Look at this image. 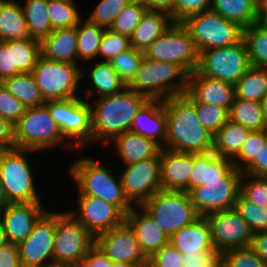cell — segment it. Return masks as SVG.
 I'll return each mask as SVG.
<instances>
[{"label":"cell","mask_w":267,"mask_h":267,"mask_svg":"<svg viewBox=\"0 0 267 267\" xmlns=\"http://www.w3.org/2000/svg\"><path fill=\"white\" fill-rule=\"evenodd\" d=\"M1 83L12 96L20 100L27 108L41 106L46 102L32 72L17 74L4 79Z\"/></svg>","instance_id":"cell-33"},{"label":"cell","mask_w":267,"mask_h":267,"mask_svg":"<svg viewBox=\"0 0 267 267\" xmlns=\"http://www.w3.org/2000/svg\"><path fill=\"white\" fill-rule=\"evenodd\" d=\"M54 234L55 213L47 211L18 244L22 267H45L53 261Z\"/></svg>","instance_id":"cell-17"},{"label":"cell","mask_w":267,"mask_h":267,"mask_svg":"<svg viewBox=\"0 0 267 267\" xmlns=\"http://www.w3.org/2000/svg\"><path fill=\"white\" fill-rule=\"evenodd\" d=\"M243 174L267 177V139L254 159L241 171Z\"/></svg>","instance_id":"cell-55"},{"label":"cell","mask_w":267,"mask_h":267,"mask_svg":"<svg viewBox=\"0 0 267 267\" xmlns=\"http://www.w3.org/2000/svg\"><path fill=\"white\" fill-rule=\"evenodd\" d=\"M70 175L78 184V195L99 197L116 205L125 215L134 207L125 196L121 179L93 158H81L73 162Z\"/></svg>","instance_id":"cell-4"},{"label":"cell","mask_w":267,"mask_h":267,"mask_svg":"<svg viewBox=\"0 0 267 267\" xmlns=\"http://www.w3.org/2000/svg\"><path fill=\"white\" fill-rule=\"evenodd\" d=\"M250 130L230 119L213 137V149L220 157L234 159L243 147Z\"/></svg>","instance_id":"cell-32"},{"label":"cell","mask_w":267,"mask_h":267,"mask_svg":"<svg viewBox=\"0 0 267 267\" xmlns=\"http://www.w3.org/2000/svg\"><path fill=\"white\" fill-rule=\"evenodd\" d=\"M65 139L45 104L27 108L26 113L14 125L16 148L36 152L51 148Z\"/></svg>","instance_id":"cell-7"},{"label":"cell","mask_w":267,"mask_h":267,"mask_svg":"<svg viewBox=\"0 0 267 267\" xmlns=\"http://www.w3.org/2000/svg\"><path fill=\"white\" fill-rule=\"evenodd\" d=\"M45 267H83L81 263L51 261Z\"/></svg>","instance_id":"cell-61"},{"label":"cell","mask_w":267,"mask_h":267,"mask_svg":"<svg viewBox=\"0 0 267 267\" xmlns=\"http://www.w3.org/2000/svg\"><path fill=\"white\" fill-rule=\"evenodd\" d=\"M189 74L179 65L145 58L127 86L149 100H166L187 92Z\"/></svg>","instance_id":"cell-3"},{"label":"cell","mask_w":267,"mask_h":267,"mask_svg":"<svg viewBox=\"0 0 267 267\" xmlns=\"http://www.w3.org/2000/svg\"><path fill=\"white\" fill-rule=\"evenodd\" d=\"M112 260L95 244L90 248L82 260L83 267H112Z\"/></svg>","instance_id":"cell-58"},{"label":"cell","mask_w":267,"mask_h":267,"mask_svg":"<svg viewBox=\"0 0 267 267\" xmlns=\"http://www.w3.org/2000/svg\"><path fill=\"white\" fill-rule=\"evenodd\" d=\"M182 23L192 36L198 52L228 47L242 39V27L211 9L190 16Z\"/></svg>","instance_id":"cell-8"},{"label":"cell","mask_w":267,"mask_h":267,"mask_svg":"<svg viewBox=\"0 0 267 267\" xmlns=\"http://www.w3.org/2000/svg\"><path fill=\"white\" fill-rule=\"evenodd\" d=\"M95 237L68 211L55 212L53 261L82 263Z\"/></svg>","instance_id":"cell-13"},{"label":"cell","mask_w":267,"mask_h":267,"mask_svg":"<svg viewBox=\"0 0 267 267\" xmlns=\"http://www.w3.org/2000/svg\"><path fill=\"white\" fill-rule=\"evenodd\" d=\"M47 6L48 0H26L22 5L29 36L39 41L53 31Z\"/></svg>","instance_id":"cell-36"},{"label":"cell","mask_w":267,"mask_h":267,"mask_svg":"<svg viewBox=\"0 0 267 267\" xmlns=\"http://www.w3.org/2000/svg\"><path fill=\"white\" fill-rule=\"evenodd\" d=\"M184 267H220L216 251H202L195 255H183Z\"/></svg>","instance_id":"cell-54"},{"label":"cell","mask_w":267,"mask_h":267,"mask_svg":"<svg viewBox=\"0 0 267 267\" xmlns=\"http://www.w3.org/2000/svg\"><path fill=\"white\" fill-rule=\"evenodd\" d=\"M112 267H139L137 264L126 263V262H112Z\"/></svg>","instance_id":"cell-67"},{"label":"cell","mask_w":267,"mask_h":267,"mask_svg":"<svg viewBox=\"0 0 267 267\" xmlns=\"http://www.w3.org/2000/svg\"><path fill=\"white\" fill-rule=\"evenodd\" d=\"M79 22L77 28V59L89 61L98 56L99 46L105 28L92 24L87 20Z\"/></svg>","instance_id":"cell-38"},{"label":"cell","mask_w":267,"mask_h":267,"mask_svg":"<svg viewBox=\"0 0 267 267\" xmlns=\"http://www.w3.org/2000/svg\"><path fill=\"white\" fill-rule=\"evenodd\" d=\"M261 103V112L263 115V119L265 122V126L267 127V93L266 95L263 97Z\"/></svg>","instance_id":"cell-66"},{"label":"cell","mask_w":267,"mask_h":267,"mask_svg":"<svg viewBox=\"0 0 267 267\" xmlns=\"http://www.w3.org/2000/svg\"><path fill=\"white\" fill-rule=\"evenodd\" d=\"M166 112L164 100H148L133 118L130 131L165 147Z\"/></svg>","instance_id":"cell-24"},{"label":"cell","mask_w":267,"mask_h":267,"mask_svg":"<svg viewBox=\"0 0 267 267\" xmlns=\"http://www.w3.org/2000/svg\"><path fill=\"white\" fill-rule=\"evenodd\" d=\"M267 139V129L250 131L239 154L232 160L233 165L242 171L256 156L260 145Z\"/></svg>","instance_id":"cell-51"},{"label":"cell","mask_w":267,"mask_h":267,"mask_svg":"<svg viewBox=\"0 0 267 267\" xmlns=\"http://www.w3.org/2000/svg\"><path fill=\"white\" fill-rule=\"evenodd\" d=\"M13 77L12 49H9V41H0V82Z\"/></svg>","instance_id":"cell-57"},{"label":"cell","mask_w":267,"mask_h":267,"mask_svg":"<svg viewBox=\"0 0 267 267\" xmlns=\"http://www.w3.org/2000/svg\"><path fill=\"white\" fill-rule=\"evenodd\" d=\"M8 243H9V241H8L6 232L4 230L3 223L0 220V248L5 246Z\"/></svg>","instance_id":"cell-65"},{"label":"cell","mask_w":267,"mask_h":267,"mask_svg":"<svg viewBox=\"0 0 267 267\" xmlns=\"http://www.w3.org/2000/svg\"><path fill=\"white\" fill-rule=\"evenodd\" d=\"M202 126L213 136L229 120V110L213 104L192 102Z\"/></svg>","instance_id":"cell-45"},{"label":"cell","mask_w":267,"mask_h":267,"mask_svg":"<svg viewBox=\"0 0 267 267\" xmlns=\"http://www.w3.org/2000/svg\"><path fill=\"white\" fill-rule=\"evenodd\" d=\"M41 55L56 62L77 64V28L53 30L41 41Z\"/></svg>","instance_id":"cell-28"},{"label":"cell","mask_w":267,"mask_h":267,"mask_svg":"<svg viewBox=\"0 0 267 267\" xmlns=\"http://www.w3.org/2000/svg\"><path fill=\"white\" fill-rule=\"evenodd\" d=\"M244 40L252 67L267 69V25L260 21L243 29Z\"/></svg>","instance_id":"cell-35"},{"label":"cell","mask_w":267,"mask_h":267,"mask_svg":"<svg viewBox=\"0 0 267 267\" xmlns=\"http://www.w3.org/2000/svg\"><path fill=\"white\" fill-rule=\"evenodd\" d=\"M139 267H152V266H151L150 264L146 263V264L141 265V266H139Z\"/></svg>","instance_id":"cell-68"},{"label":"cell","mask_w":267,"mask_h":267,"mask_svg":"<svg viewBox=\"0 0 267 267\" xmlns=\"http://www.w3.org/2000/svg\"><path fill=\"white\" fill-rule=\"evenodd\" d=\"M120 179L128 201L141 207L161 188L160 154L150 159L125 165ZM135 200V201H134Z\"/></svg>","instance_id":"cell-16"},{"label":"cell","mask_w":267,"mask_h":267,"mask_svg":"<svg viewBox=\"0 0 267 267\" xmlns=\"http://www.w3.org/2000/svg\"><path fill=\"white\" fill-rule=\"evenodd\" d=\"M147 3L150 6H163L166 7L170 0H132Z\"/></svg>","instance_id":"cell-64"},{"label":"cell","mask_w":267,"mask_h":267,"mask_svg":"<svg viewBox=\"0 0 267 267\" xmlns=\"http://www.w3.org/2000/svg\"><path fill=\"white\" fill-rule=\"evenodd\" d=\"M211 10L243 29L259 21V0H212Z\"/></svg>","instance_id":"cell-30"},{"label":"cell","mask_w":267,"mask_h":267,"mask_svg":"<svg viewBox=\"0 0 267 267\" xmlns=\"http://www.w3.org/2000/svg\"><path fill=\"white\" fill-rule=\"evenodd\" d=\"M0 267H22L18 244L8 243L0 248Z\"/></svg>","instance_id":"cell-56"},{"label":"cell","mask_w":267,"mask_h":267,"mask_svg":"<svg viewBox=\"0 0 267 267\" xmlns=\"http://www.w3.org/2000/svg\"><path fill=\"white\" fill-rule=\"evenodd\" d=\"M46 212L41 202L8 204L0 211V220L9 243L19 244L25 240Z\"/></svg>","instance_id":"cell-20"},{"label":"cell","mask_w":267,"mask_h":267,"mask_svg":"<svg viewBox=\"0 0 267 267\" xmlns=\"http://www.w3.org/2000/svg\"><path fill=\"white\" fill-rule=\"evenodd\" d=\"M150 7L147 3L131 1L128 6L117 16L109 28L116 33L130 37L141 21L145 11Z\"/></svg>","instance_id":"cell-42"},{"label":"cell","mask_w":267,"mask_h":267,"mask_svg":"<svg viewBox=\"0 0 267 267\" xmlns=\"http://www.w3.org/2000/svg\"><path fill=\"white\" fill-rule=\"evenodd\" d=\"M141 208L153 217L169 237L201 217L189 193L185 191L160 189Z\"/></svg>","instance_id":"cell-6"},{"label":"cell","mask_w":267,"mask_h":267,"mask_svg":"<svg viewBox=\"0 0 267 267\" xmlns=\"http://www.w3.org/2000/svg\"><path fill=\"white\" fill-rule=\"evenodd\" d=\"M47 15L53 30L75 27L82 20L74 0H48Z\"/></svg>","instance_id":"cell-41"},{"label":"cell","mask_w":267,"mask_h":267,"mask_svg":"<svg viewBox=\"0 0 267 267\" xmlns=\"http://www.w3.org/2000/svg\"><path fill=\"white\" fill-rule=\"evenodd\" d=\"M90 80L98 97L118 93L127 87L110 62L102 60L98 61L90 70Z\"/></svg>","instance_id":"cell-40"},{"label":"cell","mask_w":267,"mask_h":267,"mask_svg":"<svg viewBox=\"0 0 267 267\" xmlns=\"http://www.w3.org/2000/svg\"><path fill=\"white\" fill-rule=\"evenodd\" d=\"M169 242L183 255H195L202 251H216L212 244L210 225L203 216L170 236Z\"/></svg>","instance_id":"cell-26"},{"label":"cell","mask_w":267,"mask_h":267,"mask_svg":"<svg viewBox=\"0 0 267 267\" xmlns=\"http://www.w3.org/2000/svg\"><path fill=\"white\" fill-rule=\"evenodd\" d=\"M131 1L132 0H100L86 20L92 24L109 29L117 16Z\"/></svg>","instance_id":"cell-46"},{"label":"cell","mask_w":267,"mask_h":267,"mask_svg":"<svg viewBox=\"0 0 267 267\" xmlns=\"http://www.w3.org/2000/svg\"><path fill=\"white\" fill-rule=\"evenodd\" d=\"M27 152L34 151L14 147L0 152V179L10 203L40 202Z\"/></svg>","instance_id":"cell-9"},{"label":"cell","mask_w":267,"mask_h":267,"mask_svg":"<svg viewBox=\"0 0 267 267\" xmlns=\"http://www.w3.org/2000/svg\"><path fill=\"white\" fill-rule=\"evenodd\" d=\"M144 52L150 60L171 62L181 66L188 74L196 71L199 52L183 23H172Z\"/></svg>","instance_id":"cell-10"},{"label":"cell","mask_w":267,"mask_h":267,"mask_svg":"<svg viewBox=\"0 0 267 267\" xmlns=\"http://www.w3.org/2000/svg\"><path fill=\"white\" fill-rule=\"evenodd\" d=\"M212 0H170L166 6L173 23H182L188 17L211 9Z\"/></svg>","instance_id":"cell-48"},{"label":"cell","mask_w":267,"mask_h":267,"mask_svg":"<svg viewBox=\"0 0 267 267\" xmlns=\"http://www.w3.org/2000/svg\"><path fill=\"white\" fill-rule=\"evenodd\" d=\"M243 39L234 45L199 52L196 71L203 76L235 85L251 68Z\"/></svg>","instance_id":"cell-11"},{"label":"cell","mask_w":267,"mask_h":267,"mask_svg":"<svg viewBox=\"0 0 267 267\" xmlns=\"http://www.w3.org/2000/svg\"><path fill=\"white\" fill-rule=\"evenodd\" d=\"M113 142L124 165L156 157L162 149L155 141L131 131L118 135Z\"/></svg>","instance_id":"cell-29"},{"label":"cell","mask_w":267,"mask_h":267,"mask_svg":"<svg viewBox=\"0 0 267 267\" xmlns=\"http://www.w3.org/2000/svg\"><path fill=\"white\" fill-rule=\"evenodd\" d=\"M250 179L248 182L243 180ZM240 194L247 200L260 207H267V177L242 174Z\"/></svg>","instance_id":"cell-49"},{"label":"cell","mask_w":267,"mask_h":267,"mask_svg":"<svg viewBox=\"0 0 267 267\" xmlns=\"http://www.w3.org/2000/svg\"><path fill=\"white\" fill-rule=\"evenodd\" d=\"M0 148H14V126L0 117Z\"/></svg>","instance_id":"cell-59"},{"label":"cell","mask_w":267,"mask_h":267,"mask_svg":"<svg viewBox=\"0 0 267 267\" xmlns=\"http://www.w3.org/2000/svg\"><path fill=\"white\" fill-rule=\"evenodd\" d=\"M130 48V39L128 36L116 33L111 29H105L99 46L98 55H101L102 61L109 62L114 57Z\"/></svg>","instance_id":"cell-50"},{"label":"cell","mask_w":267,"mask_h":267,"mask_svg":"<svg viewBox=\"0 0 267 267\" xmlns=\"http://www.w3.org/2000/svg\"><path fill=\"white\" fill-rule=\"evenodd\" d=\"M234 208L247 222L253 234L267 231V207L257 206L239 193Z\"/></svg>","instance_id":"cell-44"},{"label":"cell","mask_w":267,"mask_h":267,"mask_svg":"<svg viewBox=\"0 0 267 267\" xmlns=\"http://www.w3.org/2000/svg\"><path fill=\"white\" fill-rule=\"evenodd\" d=\"M204 217L210 225L212 244L218 255L232 249L250 247L253 233L235 208Z\"/></svg>","instance_id":"cell-15"},{"label":"cell","mask_w":267,"mask_h":267,"mask_svg":"<svg viewBox=\"0 0 267 267\" xmlns=\"http://www.w3.org/2000/svg\"><path fill=\"white\" fill-rule=\"evenodd\" d=\"M95 245L112 261L132 263L138 266L148 263V258L141 251L133 229L126 221L97 235Z\"/></svg>","instance_id":"cell-19"},{"label":"cell","mask_w":267,"mask_h":267,"mask_svg":"<svg viewBox=\"0 0 267 267\" xmlns=\"http://www.w3.org/2000/svg\"><path fill=\"white\" fill-rule=\"evenodd\" d=\"M220 267H267L250 247L232 249L219 255Z\"/></svg>","instance_id":"cell-47"},{"label":"cell","mask_w":267,"mask_h":267,"mask_svg":"<svg viewBox=\"0 0 267 267\" xmlns=\"http://www.w3.org/2000/svg\"><path fill=\"white\" fill-rule=\"evenodd\" d=\"M234 88L235 98L260 103L267 93V69L251 67Z\"/></svg>","instance_id":"cell-37"},{"label":"cell","mask_w":267,"mask_h":267,"mask_svg":"<svg viewBox=\"0 0 267 267\" xmlns=\"http://www.w3.org/2000/svg\"><path fill=\"white\" fill-rule=\"evenodd\" d=\"M81 70L77 64L56 62L41 55L32 74L45 101L64 100L78 98Z\"/></svg>","instance_id":"cell-12"},{"label":"cell","mask_w":267,"mask_h":267,"mask_svg":"<svg viewBox=\"0 0 267 267\" xmlns=\"http://www.w3.org/2000/svg\"><path fill=\"white\" fill-rule=\"evenodd\" d=\"M78 205L79 216L74 211L69 213L94 237L121 225L126 218L116 205L99 197L78 195Z\"/></svg>","instance_id":"cell-18"},{"label":"cell","mask_w":267,"mask_h":267,"mask_svg":"<svg viewBox=\"0 0 267 267\" xmlns=\"http://www.w3.org/2000/svg\"><path fill=\"white\" fill-rule=\"evenodd\" d=\"M9 49H12L13 76L32 72L41 56L40 41L31 37L10 40Z\"/></svg>","instance_id":"cell-34"},{"label":"cell","mask_w":267,"mask_h":267,"mask_svg":"<svg viewBox=\"0 0 267 267\" xmlns=\"http://www.w3.org/2000/svg\"><path fill=\"white\" fill-rule=\"evenodd\" d=\"M229 119L250 131L267 129L261 112V103L235 98L229 110Z\"/></svg>","instance_id":"cell-39"},{"label":"cell","mask_w":267,"mask_h":267,"mask_svg":"<svg viewBox=\"0 0 267 267\" xmlns=\"http://www.w3.org/2000/svg\"><path fill=\"white\" fill-rule=\"evenodd\" d=\"M51 117L58 124L67 147L82 149L93 142L92 109L81 97L46 101Z\"/></svg>","instance_id":"cell-5"},{"label":"cell","mask_w":267,"mask_h":267,"mask_svg":"<svg viewBox=\"0 0 267 267\" xmlns=\"http://www.w3.org/2000/svg\"><path fill=\"white\" fill-rule=\"evenodd\" d=\"M165 147L185 153H207L213 149V135L199 122L195 105L183 94L164 100Z\"/></svg>","instance_id":"cell-1"},{"label":"cell","mask_w":267,"mask_h":267,"mask_svg":"<svg viewBox=\"0 0 267 267\" xmlns=\"http://www.w3.org/2000/svg\"><path fill=\"white\" fill-rule=\"evenodd\" d=\"M8 204H10V202L6 196L5 189L0 179V211L3 210Z\"/></svg>","instance_id":"cell-63"},{"label":"cell","mask_w":267,"mask_h":267,"mask_svg":"<svg viewBox=\"0 0 267 267\" xmlns=\"http://www.w3.org/2000/svg\"><path fill=\"white\" fill-rule=\"evenodd\" d=\"M172 23L166 7L150 6L129 37L130 46L140 51L146 50Z\"/></svg>","instance_id":"cell-25"},{"label":"cell","mask_w":267,"mask_h":267,"mask_svg":"<svg viewBox=\"0 0 267 267\" xmlns=\"http://www.w3.org/2000/svg\"><path fill=\"white\" fill-rule=\"evenodd\" d=\"M30 37L22 5L15 0H0V41Z\"/></svg>","instance_id":"cell-31"},{"label":"cell","mask_w":267,"mask_h":267,"mask_svg":"<svg viewBox=\"0 0 267 267\" xmlns=\"http://www.w3.org/2000/svg\"><path fill=\"white\" fill-rule=\"evenodd\" d=\"M183 254L170 242L148 258L152 267H184Z\"/></svg>","instance_id":"cell-53"},{"label":"cell","mask_w":267,"mask_h":267,"mask_svg":"<svg viewBox=\"0 0 267 267\" xmlns=\"http://www.w3.org/2000/svg\"><path fill=\"white\" fill-rule=\"evenodd\" d=\"M125 221L133 229L140 249L147 258L169 243L170 237L143 208L139 212V209L133 207L127 213Z\"/></svg>","instance_id":"cell-23"},{"label":"cell","mask_w":267,"mask_h":267,"mask_svg":"<svg viewBox=\"0 0 267 267\" xmlns=\"http://www.w3.org/2000/svg\"><path fill=\"white\" fill-rule=\"evenodd\" d=\"M236 167L232 159L220 157L215 152L193 153V166L189 180V192L204 182L226 178Z\"/></svg>","instance_id":"cell-27"},{"label":"cell","mask_w":267,"mask_h":267,"mask_svg":"<svg viewBox=\"0 0 267 267\" xmlns=\"http://www.w3.org/2000/svg\"><path fill=\"white\" fill-rule=\"evenodd\" d=\"M191 102L213 104L230 110L235 100V88L231 83L201 75L189 74L188 88L184 94Z\"/></svg>","instance_id":"cell-21"},{"label":"cell","mask_w":267,"mask_h":267,"mask_svg":"<svg viewBox=\"0 0 267 267\" xmlns=\"http://www.w3.org/2000/svg\"><path fill=\"white\" fill-rule=\"evenodd\" d=\"M193 166V153L160 151L161 188L189 193V180Z\"/></svg>","instance_id":"cell-22"},{"label":"cell","mask_w":267,"mask_h":267,"mask_svg":"<svg viewBox=\"0 0 267 267\" xmlns=\"http://www.w3.org/2000/svg\"><path fill=\"white\" fill-rule=\"evenodd\" d=\"M26 111L27 107L12 96L0 82V117L14 126Z\"/></svg>","instance_id":"cell-52"},{"label":"cell","mask_w":267,"mask_h":267,"mask_svg":"<svg viewBox=\"0 0 267 267\" xmlns=\"http://www.w3.org/2000/svg\"><path fill=\"white\" fill-rule=\"evenodd\" d=\"M250 248L267 263V231L254 233Z\"/></svg>","instance_id":"cell-60"},{"label":"cell","mask_w":267,"mask_h":267,"mask_svg":"<svg viewBox=\"0 0 267 267\" xmlns=\"http://www.w3.org/2000/svg\"><path fill=\"white\" fill-rule=\"evenodd\" d=\"M242 172L235 168L226 178L212 179L193 188L189 196L197 213L205 216L213 212L233 209L240 193Z\"/></svg>","instance_id":"cell-14"},{"label":"cell","mask_w":267,"mask_h":267,"mask_svg":"<svg viewBox=\"0 0 267 267\" xmlns=\"http://www.w3.org/2000/svg\"><path fill=\"white\" fill-rule=\"evenodd\" d=\"M259 21H267V0H259Z\"/></svg>","instance_id":"cell-62"},{"label":"cell","mask_w":267,"mask_h":267,"mask_svg":"<svg viewBox=\"0 0 267 267\" xmlns=\"http://www.w3.org/2000/svg\"><path fill=\"white\" fill-rule=\"evenodd\" d=\"M149 99L128 87L122 91L98 97L92 107L93 142L108 144L118 135L130 131L135 114Z\"/></svg>","instance_id":"cell-2"},{"label":"cell","mask_w":267,"mask_h":267,"mask_svg":"<svg viewBox=\"0 0 267 267\" xmlns=\"http://www.w3.org/2000/svg\"><path fill=\"white\" fill-rule=\"evenodd\" d=\"M143 59L144 52L131 47L109 62L112 68L118 73L120 79L128 86L135 78Z\"/></svg>","instance_id":"cell-43"}]
</instances>
